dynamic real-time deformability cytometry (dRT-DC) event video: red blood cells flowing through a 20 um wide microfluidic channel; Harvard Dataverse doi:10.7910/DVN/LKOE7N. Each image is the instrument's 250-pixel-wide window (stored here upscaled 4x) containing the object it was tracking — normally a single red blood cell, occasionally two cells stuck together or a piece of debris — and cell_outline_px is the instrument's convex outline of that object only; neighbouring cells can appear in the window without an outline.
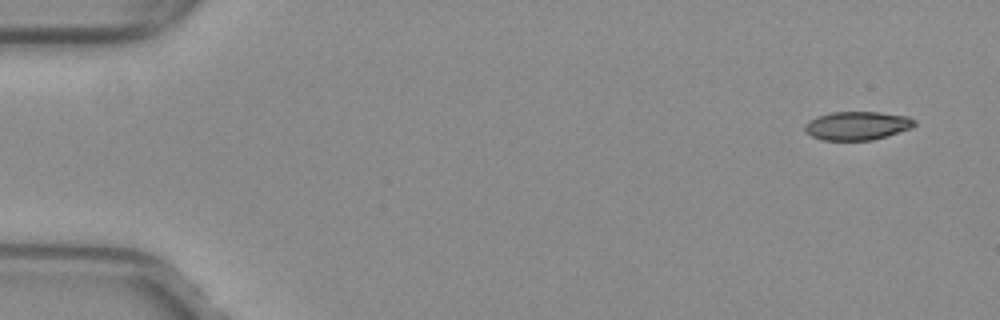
{"species": "common noctule bat (a hibernating species)", "species_latin": "Nyctalus noctula", "temperature_condition": "warm", "stored_images_in_passage": 50, "camera_frame_rate_fps": 3000, "um_per_image_px": 0.085, "animal": {"sex": "female", "body_mass_g": 29.2, "forearm_length_mm": 56.3}, "frame": {"image": 1, "passage_image": 1, "time_ms": 0.0, "image_size_px": [1000, 320], "cell_outline_px": [[916, 124], [912, 128], [872, 140], [824, 140], [812, 136], [804, 128], [804, 124], [808, 120], [832, 112], [880, 112], [908, 116], [916, 120]], "centroid_in_image_um": [72.89, 10.67], "position_along_channel_um": 12.1, "area_um2": 18.15}}
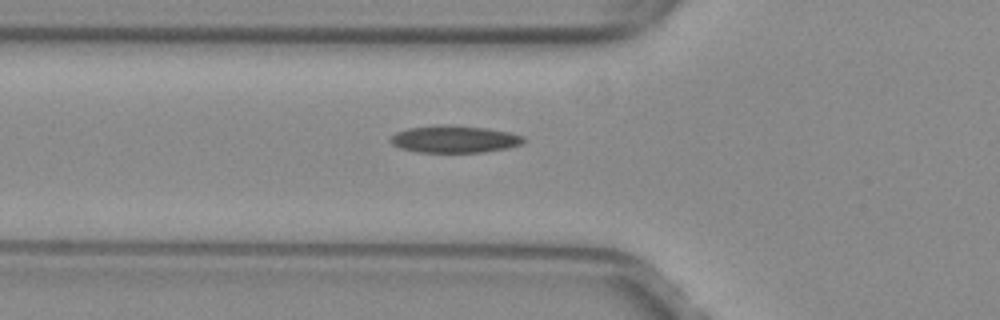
{"frame": {"image": 2, "passage_image": 17, "time_ms": 5.333, "image_size_px": [1000, 320], "cell_outline_px": [[524, 140], [520, 144], [504, 148], [484, 152], [416, 152], [400, 148], [392, 144], [388, 140], [396, 132], [408, 128], [440, 124], [448, 124], [484, 128], [508, 132], [524, 136]], "centroid_in_image_um": [38.56, 11.82], "position_along_channel_um": 87.2, "area_um2": 20.98}}
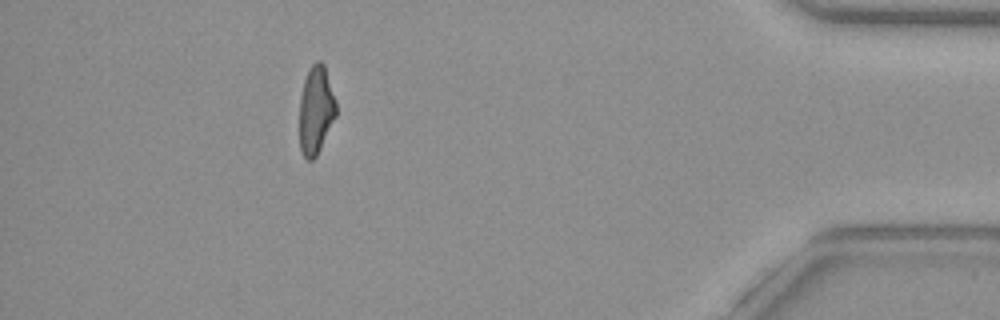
{"frame": {"image": 3, "passage_image": 45, "time_ms": 14.667, "image_size_px": [1000, 320], "cell_outline_px": [[336, 116], [316, 156], [312, 160], [308, 160], [304, 156], [300, 148], [300, 96], [304, 80], [312, 64], [316, 60], [320, 60], [324, 64], [336, 100]], "centroid_in_image_um": [26.86, 9.33], "position_along_channel_um": 408.3, "area_um2": 18.67}, "authors_computed_cell_mechanics": {"area_um2": 19.7387, "velocity_mm_per_s": 4.0087, "shape_relaxation_time_tau1_ms": null, "shape_relaxation_time_tau2_ms": 2.4439, "deformation_change_tau1": null, "deformation_change_tau2": 0.091}}